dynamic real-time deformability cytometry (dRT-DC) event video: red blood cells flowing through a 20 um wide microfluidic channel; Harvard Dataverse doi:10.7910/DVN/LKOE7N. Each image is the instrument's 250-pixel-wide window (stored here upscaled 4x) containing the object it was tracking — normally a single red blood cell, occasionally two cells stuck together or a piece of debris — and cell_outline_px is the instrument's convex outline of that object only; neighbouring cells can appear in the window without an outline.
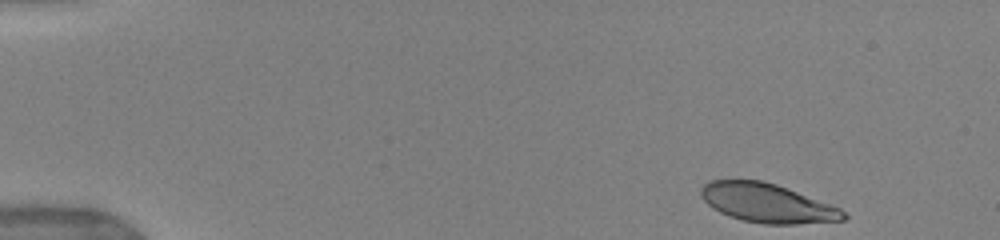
{"species": "human", "species_latin": "Homo sapiens", "temperature_condition": "warm", "stored_images_in_passage": 65, "camera_frame_rate_fps": 3000, "um_per_image_px": 0.085, "donor": {"sex": "female"}, "frame": {"image": 1, "passage_image": 1, "time_ms": 0.0, "image_size_px": [1000, 240], "cell_outline_px": [[848, 216], [844, 220], [796, 224], [764, 224], [744, 220], [728, 216], [712, 208], [700, 196], [700, 188], [708, 180], [760, 180], [776, 184], [840, 208]], "centroid_in_image_um": [65.18, 17.26], "position_along_channel_um": 19.8, "area_um2": 32.19}}
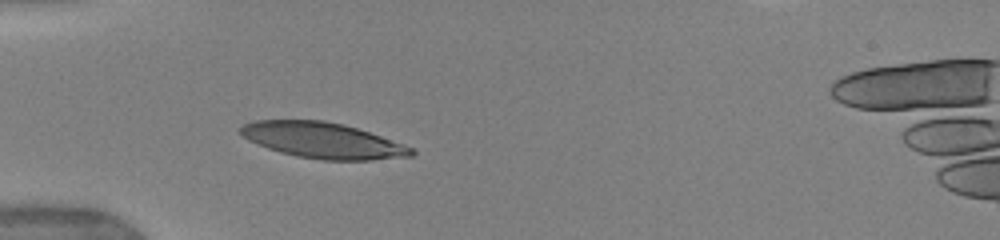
{"frame": {"image": 2, "passage_image": 19, "time_ms": 3.667, "image_size_px": [1000, 240], "cell_outline_px": [[416, 152], [412, 156], [368, 160], [324, 160], [296, 156], [280, 152], [268, 148], [248, 140], [240, 132], [240, 128], [244, 124], [252, 120], [324, 120], [344, 124], [404, 144], [412, 148]], "centroid_in_image_um": [27.42, 11.93], "position_along_channel_um": 57.6, "area_um2": 35.37}}